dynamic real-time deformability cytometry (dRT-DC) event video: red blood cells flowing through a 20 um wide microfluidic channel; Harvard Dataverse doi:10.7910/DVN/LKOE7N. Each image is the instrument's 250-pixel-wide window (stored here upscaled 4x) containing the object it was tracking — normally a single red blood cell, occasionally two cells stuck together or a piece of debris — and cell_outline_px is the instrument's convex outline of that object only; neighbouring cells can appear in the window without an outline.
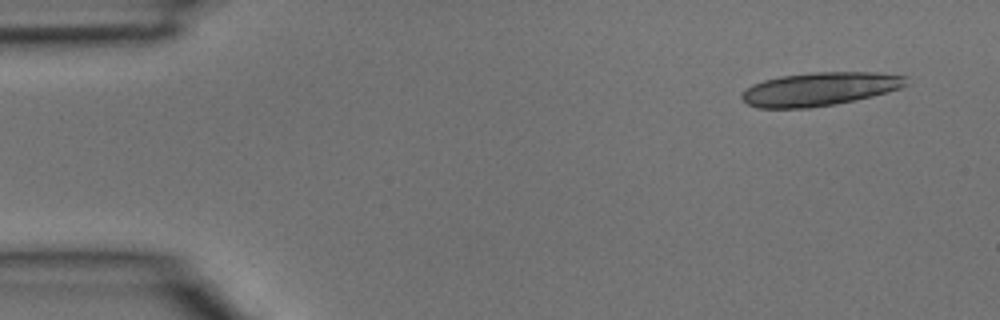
{"species": "common noctule bat (a hibernating species)", "species_latin": "Nyctalus noctula", "temperature_condition": "room temperature", "stored_images_in_passage": 4, "camera_frame_rate_fps": 3000, "um_per_image_px": 0.085, "animal": {"sex": "male", "body_mass_g": 15.6}, "frame": {"image": 1, "passage_image": 1, "time_ms": 0.0, "image_size_px": [1000, 320], "cell_outline_px": [[908, 84], [900, 88], [872, 96], [836, 104], [808, 108], [756, 108], [748, 104], [740, 96], [740, 92], [752, 84], [764, 80], [780, 76], [816, 72], [876, 72], [908, 76]], "centroid_in_image_um": [69.66, 7.56], "position_along_channel_um": 15.3, "area_um2": 32.19}}
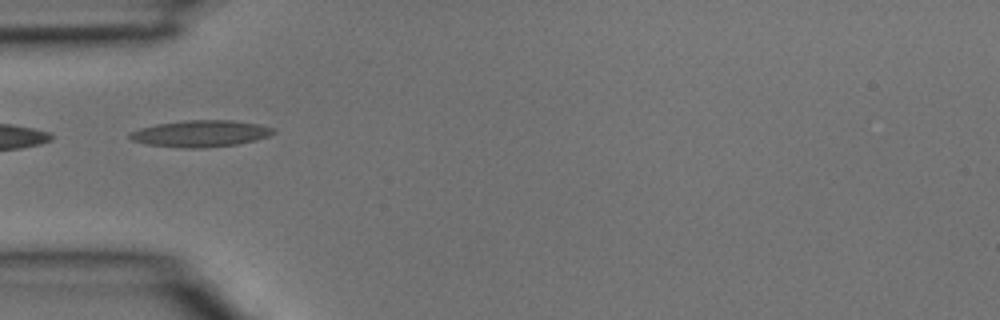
{"frame": {"image": 2, "passage_image": 4, "time_ms": 1.0, "image_size_px": [1000, 320], "cell_outline_px": [[276, 132], [268, 136], [256, 140], [236, 144], [200, 148], [184, 148], [148, 144], [132, 140], [128, 136], [128, 132], [140, 128], [156, 124], [184, 120], [232, 120], [260, 124], [276, 128]], "centroid_in_image_um": [17.07, 11.34], "position_along_channel_um": 67.9, "area_um2": 22.31}}